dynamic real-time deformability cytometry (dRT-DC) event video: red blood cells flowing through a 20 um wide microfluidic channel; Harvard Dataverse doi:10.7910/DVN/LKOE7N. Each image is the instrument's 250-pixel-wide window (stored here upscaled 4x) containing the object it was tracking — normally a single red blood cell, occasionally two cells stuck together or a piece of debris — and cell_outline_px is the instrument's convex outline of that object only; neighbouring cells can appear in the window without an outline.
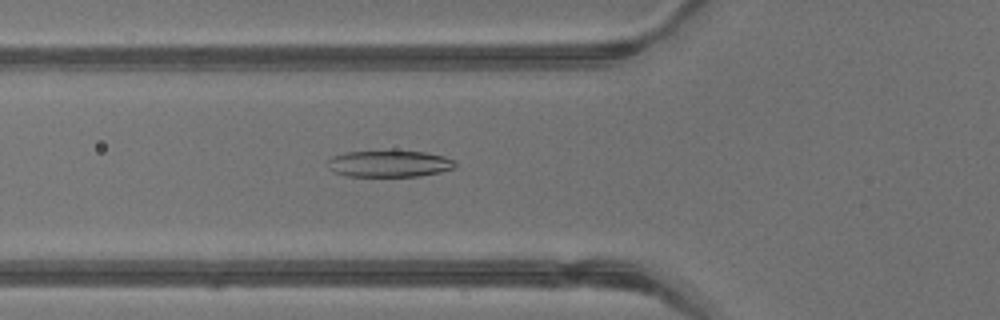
{"species": "common noctule bat (a hibernating species)", "species_latin": "Nyctalus noctula", "temperature_condition": "warm", "stored_images_in_passage": 43, "camera_frame_rate_fps": 3000, "um_per_image_px": 0.085, "animal": {"sex": "male", "body_mass_g": 13.3}, "frame": {"image": 1, "passage_image": 16, "time_ms": 5.0, "image_size_px": [1000, 320], "cell_outline_px": [[456, 164], [452, 168], [440, 172], [420, 176], [348, 176], [336, 172], [332, 168], [328, 160], [332, 156], [348, 152], [424, 152], [444, 156], [456, 160]], "centroid_in_image_um": [33.15, 13.92], "position_along_channel_um": 92.6, "area_um2": 19.19}}
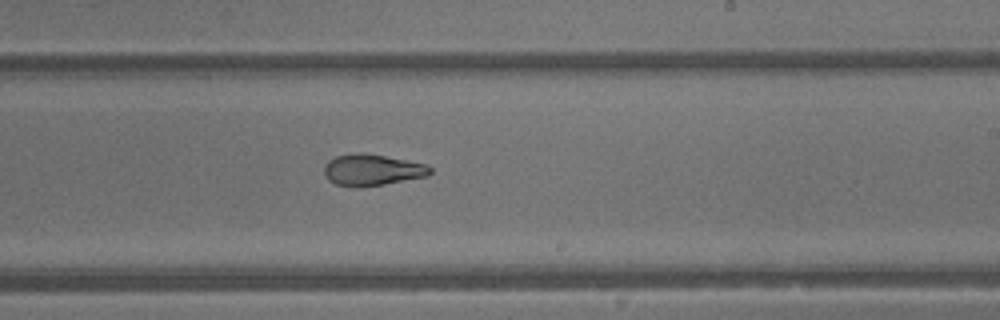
{"frame": {"image": 2, "passage_image": 26, "time_ms": 8.333, "image_size_px": [1000, 320], "cell_outline_px": [[432, 172], [428, 176], [384, 184], [356, 188], [336, 184], [328, 180], [324, 176], [324, 164], [328, 160], [336, 156], [360, 152], [364, 152], [428, 164], [432, 168]], "centroid_in_image_um": [31.63, 14.44], "position_along_channel_um": 257.4, "area_um2": 19.65}}
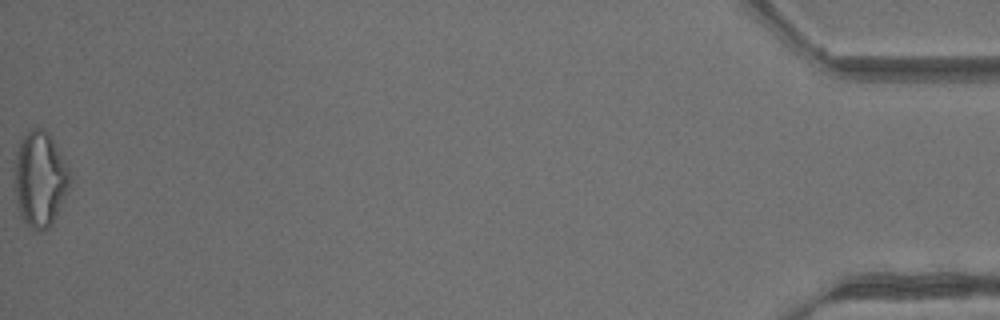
{"frame": {"image": 3, "passage_image": 43, "time_ms": 14.0, "image_size_px": [1000, 320], "cell_outline_px": [[68, 188], [56, 216], [52, 224], [48, 228], [36, 232], [20, 216], [16, 200], [12, 176], [16, 152], [24, 136], [32, 128], [44, 128], [48, 132], [68, 168]], "centroid_in_image_um": [3.34, 15.24], "position_along_channel_um": 431.9, "area_um2": 30.46}, "authors_computed_cell_mechanics": {"area_um2": 22.542, "velocity_mm_per_s": 4.9263, "shape_relaxation_time_tau1_ms": 7.9752, "shape_relaxation_time_tau2_ms": 2.7011, "deformation_change_tau1": 0.2669, "deformation_change_tau2": 0.1151}}